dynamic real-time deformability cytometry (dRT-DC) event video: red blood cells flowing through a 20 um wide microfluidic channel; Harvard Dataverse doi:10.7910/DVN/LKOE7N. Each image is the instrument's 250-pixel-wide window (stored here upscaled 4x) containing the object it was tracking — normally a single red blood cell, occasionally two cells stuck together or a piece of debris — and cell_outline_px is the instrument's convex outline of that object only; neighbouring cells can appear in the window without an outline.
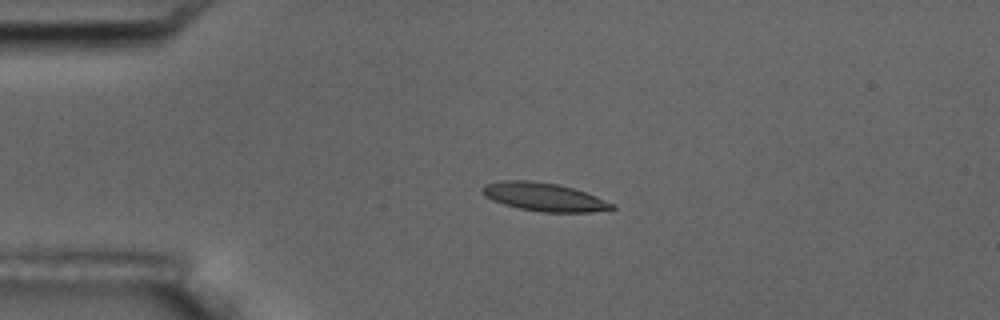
{"species": "common noctule bat (a hibernating species)", "species_latin": "Nyctalus noctula", "temperature_condition": "room temperature", "stored_images_in_passage": 5, "camera_frame_rate_fps": 3000, "um_per_image_px": 0.085, "animal": {"sex": "male", "body_mass_g": 17.5, "forearm_length_mm": 52.3}, "frame": {"image": 1, "passage_image": 4, "time_ms": 3.333, "image_size_px": [1000, 320], "cell_outline_px": [[616, 208], [588, 212], [540, 212], [520, 208], [504, 204], [492, 200], [484, 196], [480, 188], [484, 184], [504, 180], [528, 180], [560, 184], [596, 196], [616, 204]], "centroid_in_image_um": [46.22, 16.73], "position_along_channel_um": 38.8, "area_um2": 21.39}}